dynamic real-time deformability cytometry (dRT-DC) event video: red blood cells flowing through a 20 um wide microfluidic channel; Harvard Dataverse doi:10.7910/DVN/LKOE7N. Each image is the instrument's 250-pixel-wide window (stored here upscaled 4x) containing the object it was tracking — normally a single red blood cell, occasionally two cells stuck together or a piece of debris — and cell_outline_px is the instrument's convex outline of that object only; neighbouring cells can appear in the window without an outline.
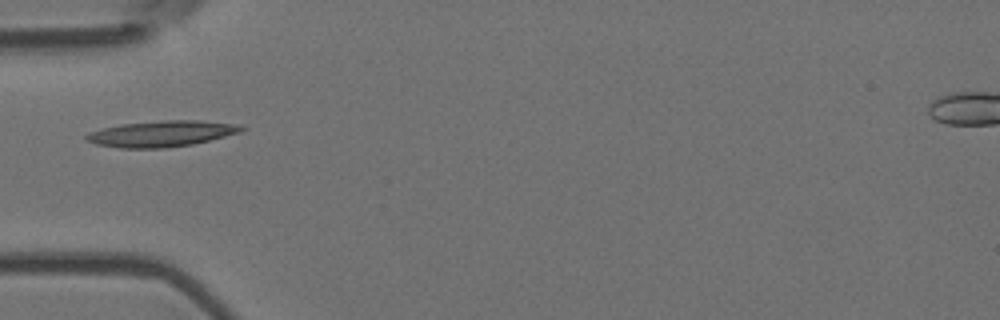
{"species": "Egyptian fruit bat (a non-hibernating species)", "species_latin": "Rousettus aegyptiacus", "temperature_condition": "room temperature", "stored_images_in_passage": 2, "camera_frame_rate_fps": 3000, "um_per_image_px": 0.085, "animal": {"sex": "female"}, "frame": {"image": 1, "passage_image": 1, "time_ms": 0.0, "image_size_px": [1000, 320], "cell_outline_px": [[244, 128], [240, 132], [192, 144], [164, 148], [120, 148], [96, 144], [84, 140], [84, 136], [92, 132], [104, 128], [120, 124], [164, 120], [200, 120], [240, 124]], "centroid_in_image_um": [13.72, 11.36], "position_along_channel_um": 71.3, "area_um2": 23.35}}
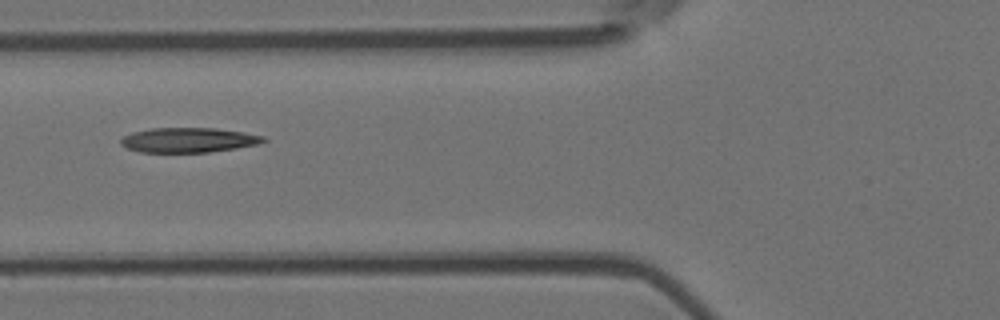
{"frame": {"image": 2, "passage_image": 2, "time_ms": 0.333, "image_size_px": [1000, 320], "cell_outline_px": [[268, 140], [260, 144], [236, 148], [208, 152], [140, 152], [128, 148], [120, 144], [120, 140], [124, 136], [132, 132], [152, 128], [216, 128], [244, 132], [264, 136]], "centroid_in_image_um": [16.05, 11.9], "position_along_channel_um": 109.7, "area_um2": 20.63}}